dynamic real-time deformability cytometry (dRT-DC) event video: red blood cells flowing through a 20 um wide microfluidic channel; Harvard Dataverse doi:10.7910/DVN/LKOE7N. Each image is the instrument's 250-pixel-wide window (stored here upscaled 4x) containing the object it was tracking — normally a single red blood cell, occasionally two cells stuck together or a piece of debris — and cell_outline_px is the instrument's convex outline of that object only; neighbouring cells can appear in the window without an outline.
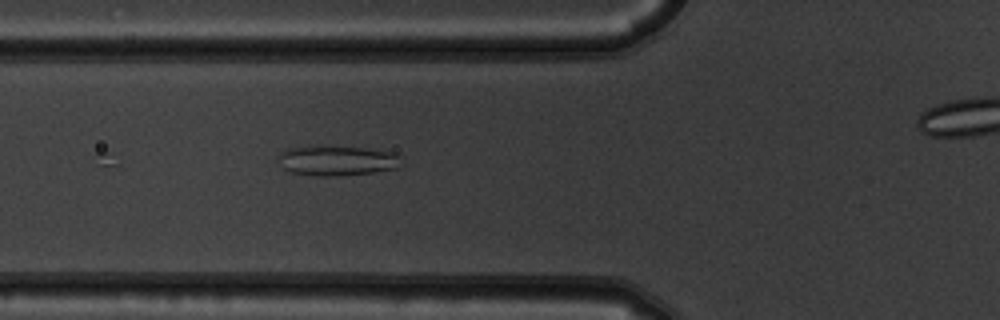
{"species": "common noctule bat (a hibernating species)", "species_latin": "Nyctalus noctula", "temperature_condition": "warm", "stored_images_in_passage": 6, "segment_of_instrument_passage": [1, 2], "camera_frame_rate_fps": 3000, "um_per_image_px": 0.085, "animal": {"sex": "male", "body_mass_g": 19.5, "forearm_length_mm": 54.6}, "frame": {"image": 1, "passage_image": 5, "time_ms": 1.333, "image_size_px": [1000, 320], "cell_outline_px": [[400, 168], [372, 172], [340, 176], [320, 176], [288, 172], [284, 168], [280, 156], [284, 148], [320, 144], [364, 148], [396, 152], [400, 156]], "centroid_in_image_um": [28.67, 13.62], "position_along_channel_um": 97.1, "area_um2": 21.96}}